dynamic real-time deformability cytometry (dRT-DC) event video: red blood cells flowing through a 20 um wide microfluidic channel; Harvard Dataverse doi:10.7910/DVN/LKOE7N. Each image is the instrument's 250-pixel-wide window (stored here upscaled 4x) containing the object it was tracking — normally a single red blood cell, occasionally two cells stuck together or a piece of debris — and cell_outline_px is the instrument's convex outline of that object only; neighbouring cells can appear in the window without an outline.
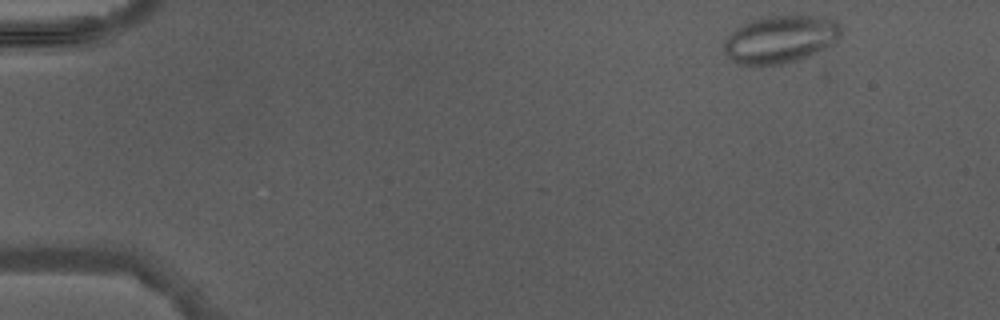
{"species": "Egyptian fruit bat (a non-hibernating species)", "species_latin": "Rousettus aegyptiacus", "temperature_condition": "warm", "stored_images_in_passage": 3, "camera_frame_rate_fps": 3000, "um_per_image_px": 0.085, "animal": {"sex": "male"}, "frame": {"image": 1, "passage_image": 1, "time_ms": 0.0, "image_size_px": [1000, 320], "cell_outline_px": [[840, 36], [832, 44], [816, 52], [796, 60], [780, 64], [736, 64], [724, 52], [724, 40], [736, 28], [752, 20], [768, 16], [824, 16], [836, 20], [840, 24]], "centroid_in_image_um": [66.33, 3.32], "position_along_channel_um": 18.7, "area_um2": 32.02}}